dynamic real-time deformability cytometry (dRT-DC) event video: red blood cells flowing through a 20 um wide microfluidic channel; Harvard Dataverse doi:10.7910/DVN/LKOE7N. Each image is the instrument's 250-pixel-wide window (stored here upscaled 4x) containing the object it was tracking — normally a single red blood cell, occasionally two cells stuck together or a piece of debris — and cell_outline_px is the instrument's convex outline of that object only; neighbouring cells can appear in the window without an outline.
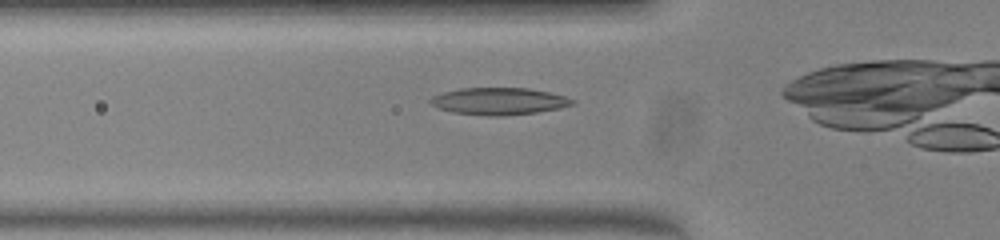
{"species": "common noctule bat (a hibernating species)", "species_latin": "Nyctalus noctula", "temperature_condition": "warm", "stored_images_in_passage": 26, "camera_frame_rate_fps": 3000, "um_per_image_px": 0.085, "animal": {"sex": "female", "body_mass_g": 23.0, "forearm_length_mm": 53.4}, "frame": {"image": 1, "passage_image": 3, "time_ms": 0.667, "image_size_px": [1000, 240], "cell_outline_px": [[576, 104], [560, 108], [536, 112], [500, 116], [488, 116], [452, 112], [440, 108], [432, 104], [428, 100], [432, 96], [444, 92], [460, 88], [528, 88], [548, 92], [564, 96], [576, 100]], "centroid_in_image_um": [42.43, 8.6], "position_along_channel_um": 83.4, "area_um2": 22.31}}
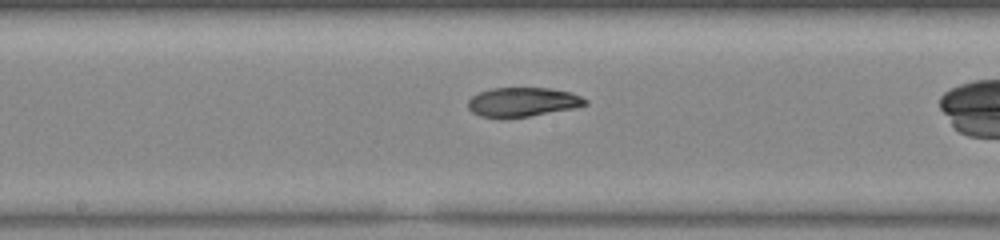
{"frame": {"image": 2, "passage_image": 12, "time_ms": 3.667, "image_size_px": [1000, 240], "cell_outline_px": [[588, 104], [576, 108], [528, 116], [500, 120], [480, 116], [472, 112], [468, 108], [468, 100], [472, 96], [480, 92], [492, 88], [548, 88], [568, 92], [580, 96], [588, 100]], "centroid_in_image_um": [44.39, 8.7], "position_along_channel_um": 203.8, "area_um2": 20.23}}
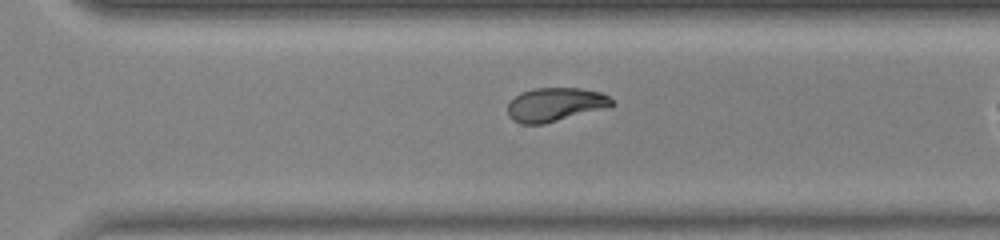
{"frame": {"image": 3, "passage_image": 21, "time_ms": 6.667, "image_size_px": [1000, 240], "cell_outline_px": [[616, 104], [608, 108], [544, 124], [520, 124], [512, 120], [508, 116], [508, 104], [520, 92], [536, 88], [580, 88], [600, 92], [608, 96]], "centroid_in_image_um": [47.21, 8.89], "position_along_channel_um": 323.4, "area_um2": 20.63}}